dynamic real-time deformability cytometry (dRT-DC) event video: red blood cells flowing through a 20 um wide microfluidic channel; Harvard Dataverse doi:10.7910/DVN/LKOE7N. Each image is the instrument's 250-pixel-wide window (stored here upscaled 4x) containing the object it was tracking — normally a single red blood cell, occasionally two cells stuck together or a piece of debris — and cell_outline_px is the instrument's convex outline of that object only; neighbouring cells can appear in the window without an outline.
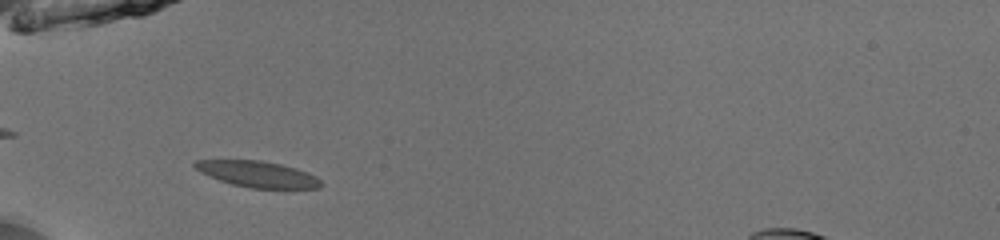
{"species": "common noctule bat (a hibernating species)", "species_latin": "Nyctalus noctula", "temperature_condition": "room temperature", "stored_images_in_passage": 17, "camera_frame_rate_fps": 3000, "um_per_image_px": 0.085, "animal": {"sex": "male", "body_mass_g": 13.0, "forearm_length_mm": 53.1}, "frame": {"image": 1, "passage_image": 3, "time_ms": 0.667, "image_size_px": [1000, 240], "cell_outline_px": [[324, 184], [320, 188], [248, 188], [232, 184], [208, 176], [200, 172], [192, 164], [196, 160], [260, 160], [280, 164], [296, 168], [308, 172], [316, 176]], "centroid_in_image_um": [21.91, 14.8], "position_along_channel_um": 63.1, "area_um2": 19.19}}
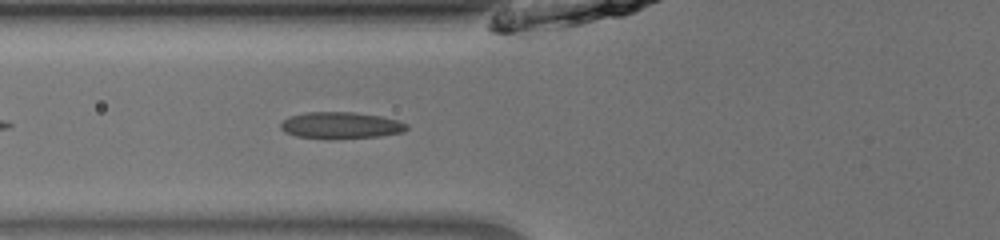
{"frame": {"image": 2, "passage_image": 6, "time_ms": 1.667, "image_size_px": [1000, 240], "cell_outline_px": [[408, 128], [404, 132], [380, 136], [332, 140], [296, 136], [284, 132], [280, 128], [280, 124], [288, 116], [308, 112], [356, 112], [380, 116], [396, 120], [408, 124]], "centroid_in_image_um": [28.95, 10.67], "position_along_channel_um": 96.8, "area_um2": 19.88}}
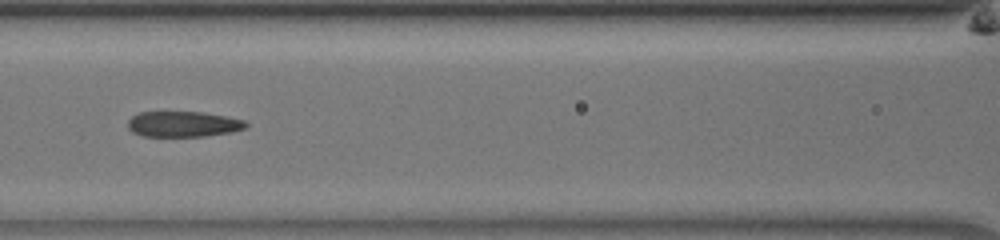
{"frame": {"image": 3, "passage_image": 10, "time_ms": 3.0, "image_size_px": [1000, 240], "cell_outline_px": [[248, 124], [244, 128], [232, 132], [204, 136], [144, 136], [132, 132], [128, 128], [128, 120], [132, 116], [140, 112], [200, 112], [224, 116], [244, 120]], "centroid_in_image_um": [15.55, 10.55], "position_along_channel_um": 151.1, "area_um2": 17.46}}